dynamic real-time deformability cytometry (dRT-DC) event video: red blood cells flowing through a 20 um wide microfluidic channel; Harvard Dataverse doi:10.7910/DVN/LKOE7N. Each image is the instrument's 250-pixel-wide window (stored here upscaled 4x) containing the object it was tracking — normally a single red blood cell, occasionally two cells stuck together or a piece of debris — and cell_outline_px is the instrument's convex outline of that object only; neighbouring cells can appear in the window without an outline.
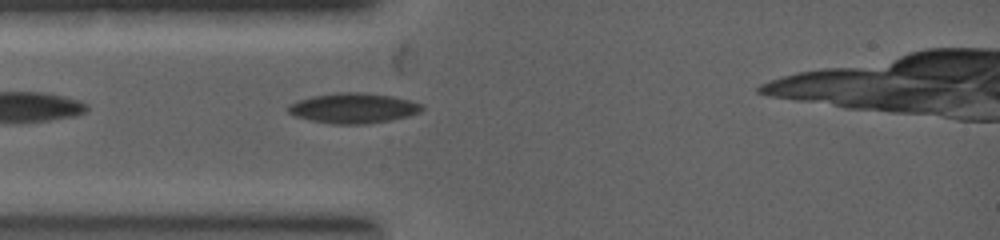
{"species": "common noctule bat (a hibernating species)", "species_latin": "Nyctalus noctula", "temperature_condition": "warm", "stored_images_in_passage": 2, "camera_frame_rate_fps": 5000, "um_per_image_px": 0.085, "animal": {"sex": "female", "body_mass_g": 19.0, "forearm_length_mm": 53.3}, "frame": {"image": 1, "passage_image": 2, "time_ms": 0.4, "image_size_px": [1000, 240], "cell_outline_px": [[424, 108], [420, 112], [408, 116], [368, 124], [332, 124], [308, 120], [296, 116], [288, 112], [288, 108], [292, 104], [300, 100], [316, 96], [348, 92], [356, 92], [392, 96], [424, 104]], "centroid_in_image_um": [30.09, 9.21], "position_along_channel_um": 54.9, "area_um2": 23.06}}